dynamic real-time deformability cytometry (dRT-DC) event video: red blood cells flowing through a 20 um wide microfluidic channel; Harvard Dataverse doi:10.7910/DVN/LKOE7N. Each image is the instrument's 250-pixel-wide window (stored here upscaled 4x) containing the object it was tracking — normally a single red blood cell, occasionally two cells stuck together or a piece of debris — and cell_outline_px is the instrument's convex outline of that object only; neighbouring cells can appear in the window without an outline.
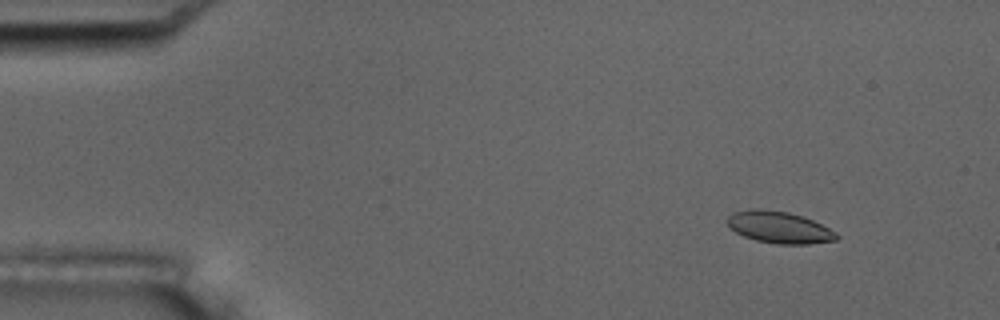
{"species": "common noctule bat (a hibernating species)", "species_latin": "Nyctalus noctula", "temperature_condition": "room temperature", "stored_images_in_passage": 4, "camera_frame_rate_fps": 3000, "um_per_image_px": 0.085, "animal": {"sex": "male", "body_mass_g": 17.5, "forearm_length_mm": 52.3}, "frame": {"image": 1, "passage_image": 2, "time_ms": 0.333, "image_size_px": [1000, 320], "cell_outline_px": [[840, 236], [836, 240], [808, 244], [776, 244], [756, 240], [744, 236], [736, 232], [724, 220], [732, 212], [752, 208], [760, 208], [788, 212], [804, 216], [836, 232]], "centroid_in_image_um": [66.21, 19.31], "position_along_channel_um": 18.8, "area_um2": 20.35}}